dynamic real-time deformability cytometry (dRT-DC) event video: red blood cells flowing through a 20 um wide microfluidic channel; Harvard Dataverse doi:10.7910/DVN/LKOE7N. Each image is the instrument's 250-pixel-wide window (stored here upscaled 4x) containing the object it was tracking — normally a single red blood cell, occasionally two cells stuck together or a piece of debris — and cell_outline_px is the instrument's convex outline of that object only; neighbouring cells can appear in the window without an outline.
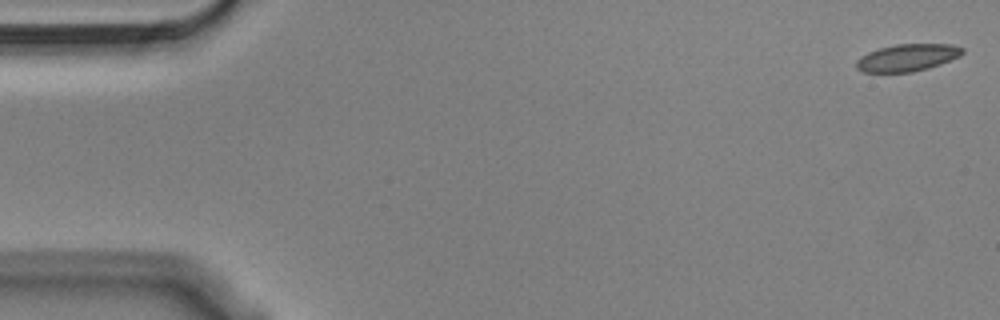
{"species": "Egyptian fruit bat (a non-hibernating species)", "species_latin": "Rousettus aegyptiacus", "temperature_condition": "cold", "stored_images_in_passage": 55, "camera_frame_rate_fps": 3000, "um_per_image_px": 0.085, "animal": {"sex": "male"}, "frame": {"image": 1, "passage_image": 1, "time_ms": 0.0, "image_size_px": [1000, 320], "cell_outline_px": [[964, 52], [960, 56], [940, 64], [928, 68], [912, 72], [864, 72], [856, 68], [856, 60], [860, 56], [868, 52], [880, 48], [896, 44], [952, 44], [964, 48]], "centroid_in_image_um": [77.13, 4.89], "position_along_channel_um": 7.9, "area_um2": 16.82}}
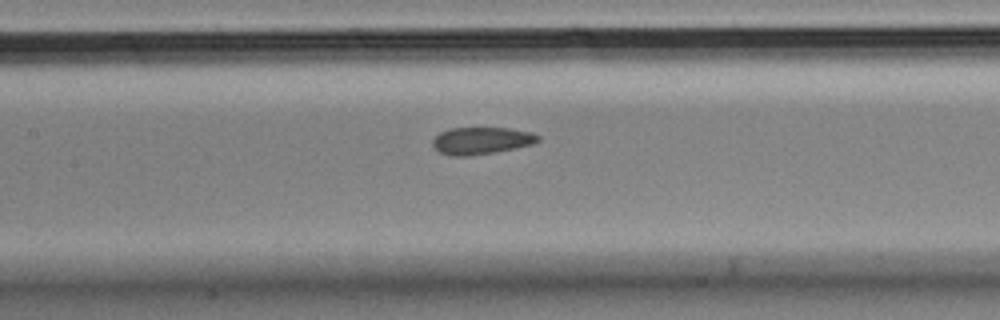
{"frame": {"image": 2, "passage_image": 25, "time_ms": 8.0, "image_size_px": [1000, 320], "cell_outline_px": [[540, 140], [532, 144], [516, 148], [496, 152], [468, 156], [452, 156], [440, 152], [432, 148], [432, 140], [440, 132], [448, 128], [508, 128], [532, 132], [540, 136]], "centroid_in_image_um": [40.9, 11.96], "position_along_channel_um": 166.5, "area_um2": 16.82}}
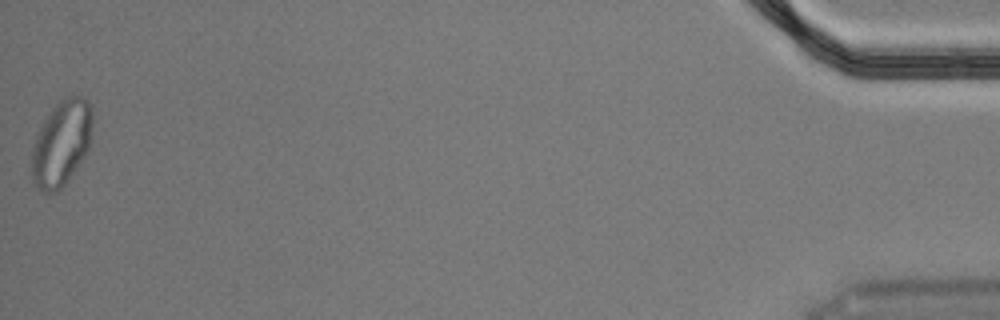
{"frame": {"image": 3, "passage_image": 55, "time_ms": 18.0, "image_size_px": [1000, 320], "cell_outline_px": [[92, 136], [88, 152], [64, 184], [56, 192], [44, 192], [32, 180], [32, 152], [36, 132], [52, 108], [60, 100], [68, 96], [80, 96], [88, 100], [92, 108]], "centroid_in_image_um": [5.24, 12.13], "position_along_channel_um": 430.0, "area_um2": 30.29}, "authors_computed_cell_mechanics": {"area_um2": 17.5712, "velocity_mm_per_s": 3.613, "shape_relaxation_time_tau1_ms": 6.8734, "shape_relaxation_time_tau2_ms": 1.2128, "deformation_change_tau1": 0.1349, "deformation_change_tau2": 0.0469}}